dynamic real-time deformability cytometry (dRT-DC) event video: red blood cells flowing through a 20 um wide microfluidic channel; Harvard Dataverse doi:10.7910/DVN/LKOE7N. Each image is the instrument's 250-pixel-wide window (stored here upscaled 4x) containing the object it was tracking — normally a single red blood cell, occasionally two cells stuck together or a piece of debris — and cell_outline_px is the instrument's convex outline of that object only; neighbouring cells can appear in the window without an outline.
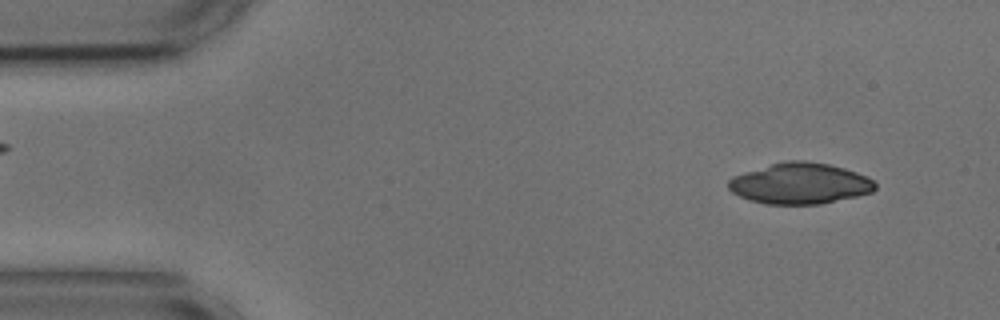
{"species": "common noctule bat (a hibernating species)", "species_latin": "Nyctalus noctula", "temperature_condition": "cold", "stored_images_in_passage": 44, "camera_frame_rate_fps": 3000, "um_per_image_px": 0.085, "animal": {"sex": "male", "body_mass_g": 17.9, "forearm_length_mm": 54.2}, "frame": {"image": 1, "passage_image": 4, "time_ms": 1.0, "image_size_px": [1000, 320], "cell_outline_px": [[876, 188], [872, 192], [856, 196], [820, 204], [764, 204], [748, 200], [732, 192], [728, 188], [728, 180], [732, 176], [744, 172], [784, 160], [804, 160], [828, 164], [844, 168], [868, 176], [876, 184]], "centroid_in_image_um": [67.98, 15.59], "position_along_channel_um": 17.0, "area_um2": 35.14}}